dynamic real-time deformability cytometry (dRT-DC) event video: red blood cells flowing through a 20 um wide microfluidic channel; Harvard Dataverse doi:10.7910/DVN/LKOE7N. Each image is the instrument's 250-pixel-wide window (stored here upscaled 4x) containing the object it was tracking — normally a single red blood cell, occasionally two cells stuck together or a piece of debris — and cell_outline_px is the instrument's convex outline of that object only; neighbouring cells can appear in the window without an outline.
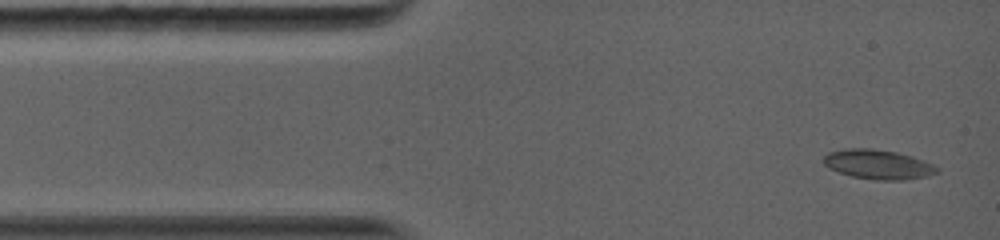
{"species": "common noctule bat (a hibernating species)", "species_latin": "Nyctalus noctula", "temperature_condition": "warm", "stored_images_in_passage": 6, "camera_frame_rate_fps": 5000, "um_per_image_px": 0.085, "animal": {"sex": "female", "body_mass_g": 19.0, "forearm_length_mm": 56.7}, "frame": {"image": 1, "passage_image": 1, "time_ms": 0.0, "image_size_px": [1000, 240], "cell_outline_px": [[940, 172], [928, 176], [904, 180], [876, 180], [852, 176], [828, 168], [824, 164], [824, 156], [828, 152], [844, 148], [868, 148], [896, 152], [912, 156], [924, 160], [940, 168]], "centroid_in_image_um": [74.66, 13.97], "position_along_channel_um": 10.3, "area_um2": 19.59}}
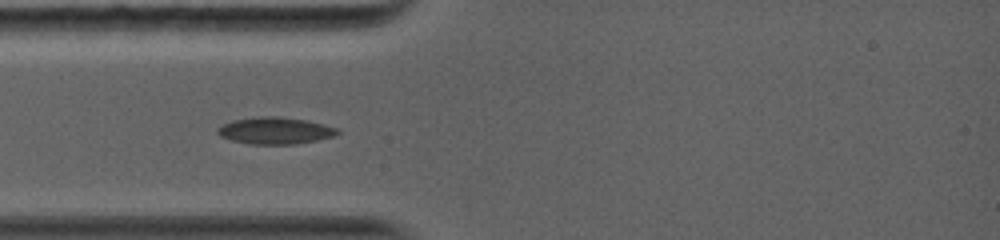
{"frame": {"image": 2, "passage_image": 5, "time_ms": 2.8, "image_size_px": [1000, 240], "cell_outline_px": [[340, 132], [332, 136], [316, 140], [292, 144], [252, 144], [232, 140], [220, 136], [216, 132], [216, 128], [232, 120], [264, 116], [280, 116], [304, 120], [324, 124], [336, 128]], "centroid_in_image_um": [23.35, 11.1], "position_along_channel_um": 61.7, "area_um2": 18.5}}